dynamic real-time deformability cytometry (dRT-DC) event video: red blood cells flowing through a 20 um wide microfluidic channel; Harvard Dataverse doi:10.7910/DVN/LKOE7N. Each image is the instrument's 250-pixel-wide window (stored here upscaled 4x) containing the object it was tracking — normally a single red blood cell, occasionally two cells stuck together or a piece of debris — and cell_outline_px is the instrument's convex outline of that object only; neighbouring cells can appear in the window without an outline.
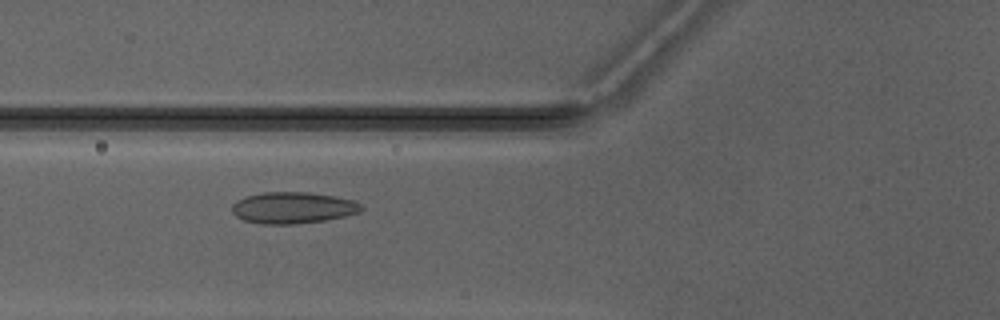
{"species": "Egyptian fruit bat (a non-hibernating species)", "species_latin": "Rousettus aegyptiacus", "temperature_condition": "warm", "stored_images_in_passage": 4, "camera_frame_rate_fps": 3000, "um_per_image_px": 0.085, "animal": {"sex": "male"}, "frame": {"image": 1, "passage_image": 2, "time_ms": 1.0, "image_size_px": [1000, 320], "cell_outline_px": [[364, 208], [360, 212], [344, 216], [324, 220], [292, 224], [264, 224], [244, 220], [236, 216], [232, 212], [232, 204], [236, 200], [244, 196], [264, 192], [308, 192], [336, 196], [352, 200], [360, 204]], "centroid_in_image_um": [24.87, 17.65], "position_along_channel_um": 100.9, "area_um2": 23.7}}
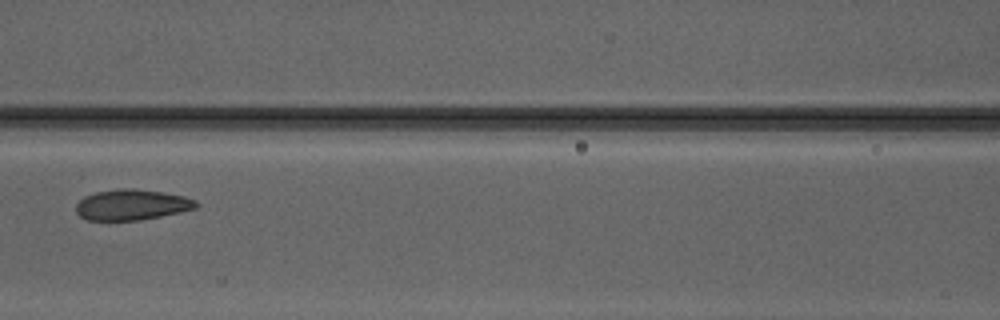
{"frame": {"image": 2, "passage_image": 3, "time_ms": 2.333, "image_size_px": [1000, 320], "cell_outline_px": [[200, 204], [196, 208], [180, 212], [140, 220], [84, 220], [76, 212], [76, 204], [84, 196], [96, 192], [116, 188], [132, 188], [164, 192], [184, 196], [196, 200]], "centroid_in_image_um": [11.2, 17.4], "position_along_channel_um": 155.4, "area_um2": 21.62}}
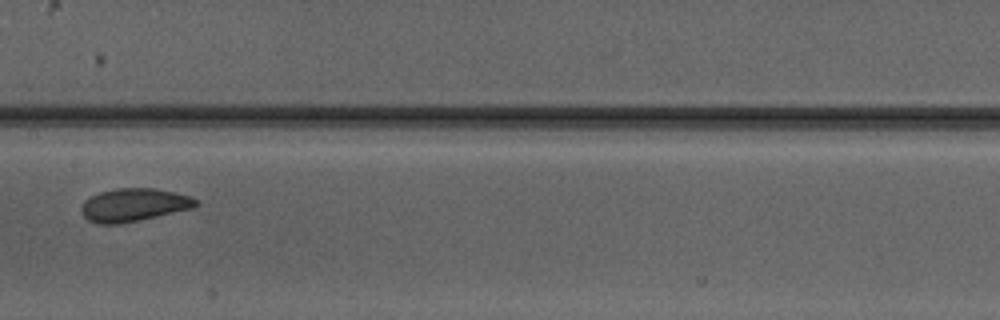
{"frame": {"image": 3, "passage_image": 4, "time_ms": 3.333, "image_size_px": [1000, 320], "cell_outline_px": [[200, 204], [192, 208], [120, 224], [96, 224], [88, 220], [80, 212], [80, 208], [84, 200], [100, 192], [116, 188], [156, 188], [192, 196], [200, 200]], "centroid_in_image_um": [11.38, 17.41], "position_along_channel_um": 196.0, "area_um2": 22.2}}